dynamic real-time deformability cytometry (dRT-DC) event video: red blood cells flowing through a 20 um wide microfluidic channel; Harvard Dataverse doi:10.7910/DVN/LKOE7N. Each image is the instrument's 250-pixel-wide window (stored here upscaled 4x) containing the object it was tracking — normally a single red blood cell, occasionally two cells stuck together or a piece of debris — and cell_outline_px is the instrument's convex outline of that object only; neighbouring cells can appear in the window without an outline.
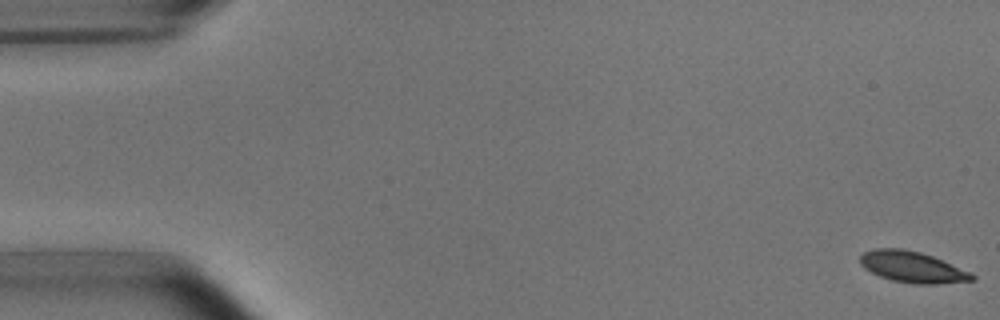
{"species": "common noctule bat (a hibernating species)", "species_latin": "Nyctalus noctula", "temperature_condition": "room temperature", "stored_images_in_passage": 5, "camera_frame_rate_fps": 3000, "um_per_image_px": 0.085, "animal": {"sex": "male", "body_mass_g": 15.6}, "frame": {"image": 1, "passage_image": 1, "time_ms": 0.0, "image_size_px": [1000, 320], "cell_outline_px": [[976, 280], [940, 284], [912, 284], [892, 280], [880, 276], [864, 268], [860, 264], [860, 256], [864, 252], [872, 248], [904, 248], [920, 252], [932, 256], [972, 272], [976, 276]], "centroid_in_image_um": [77.57, 22.7], "position_along_channel_um": 7.4, "area_um2": 20.52}}
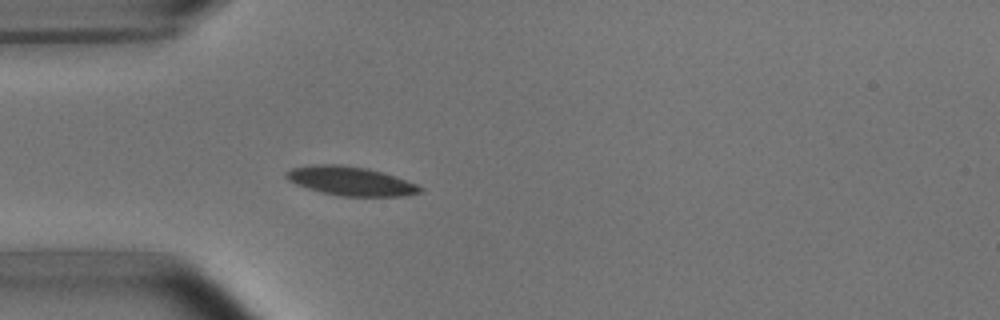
{"frame": {"image": 2, "passage_image": 5, "time_ms": 5.0, "image_size_px": [1000, 320], "cell_outline_px": [[424, 192], [408, 196], [340, 196], [320, 192], [296, 184], [288, 180], [284, 176], [284, 172], [292, 168], [308, 164], [340, 164], [368, 168], [384, 172], [396, 176], [416, 184], [424, 188]], "centroid_in_image_um": [29.82, 15.38], "position_along_channel_um": 55.2, "area_um2": 23.0}}